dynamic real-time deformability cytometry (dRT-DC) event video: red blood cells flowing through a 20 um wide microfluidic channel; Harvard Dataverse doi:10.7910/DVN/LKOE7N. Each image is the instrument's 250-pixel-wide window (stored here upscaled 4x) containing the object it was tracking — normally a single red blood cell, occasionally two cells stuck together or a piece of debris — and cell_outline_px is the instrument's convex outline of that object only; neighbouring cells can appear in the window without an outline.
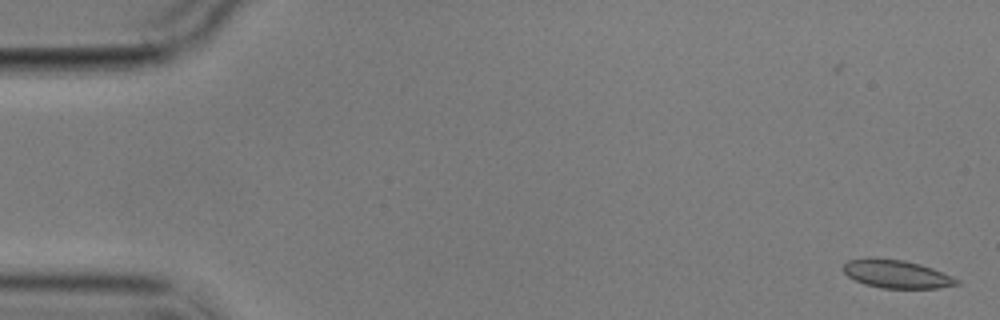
{"species": "common noctule bat (a hibernating species)", "species_latin": "Nyctalus noctula", "temperature_condition": "cold", "stored_images_in_passage": 6, "camera_frame_rate_fps": 3000, "um_per_image_px": 0.085, "animal": {"sex": "male", "body_mass_g": 17.9}, "frame": {"image": 1, "passage_image": 1, "time_ms": 0.0, "image_size_px": [1000, 320], "cell_outline_px": [[960, 284], [940, 288], [880, 288], [864, 284], [848, 276], [840, 268], [848, 260], [872, 256], [904, 260], [920, 264], [932, 268], [952, 276], [960, 280]], "centroid_in_image_um": [76.18, 23.27], "position_along_channel_um": 8.8, "area_um2": 18.96}}
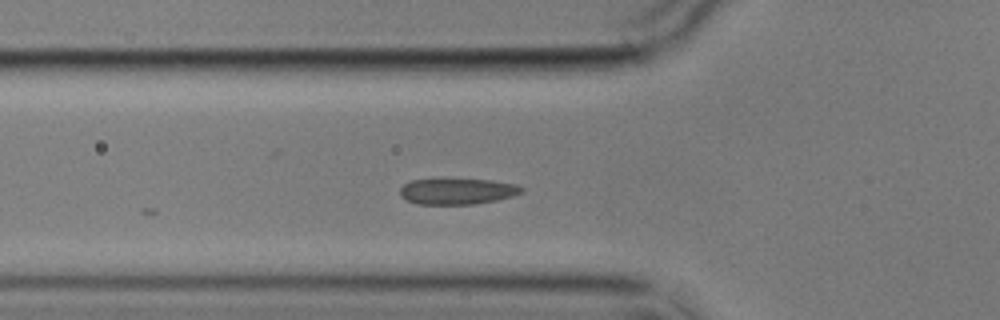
{"frame": {"image": 2, "passage_image": 6, "time_ms": 6.0, "image_size_px": [1000, 320], "cell_outline_px": [[524, 192], [512, 196], [496, 200], [476, 204], [416, 204], [400, 196], [400, 188], [404, 184], [412, 180], [440, 176], [492, 180], [516, 184], [524, 188]], "centroid_in_image_um": [38.85, 16.21], "position_along_channel_um": 87.0, "area_um2": 19.36}}